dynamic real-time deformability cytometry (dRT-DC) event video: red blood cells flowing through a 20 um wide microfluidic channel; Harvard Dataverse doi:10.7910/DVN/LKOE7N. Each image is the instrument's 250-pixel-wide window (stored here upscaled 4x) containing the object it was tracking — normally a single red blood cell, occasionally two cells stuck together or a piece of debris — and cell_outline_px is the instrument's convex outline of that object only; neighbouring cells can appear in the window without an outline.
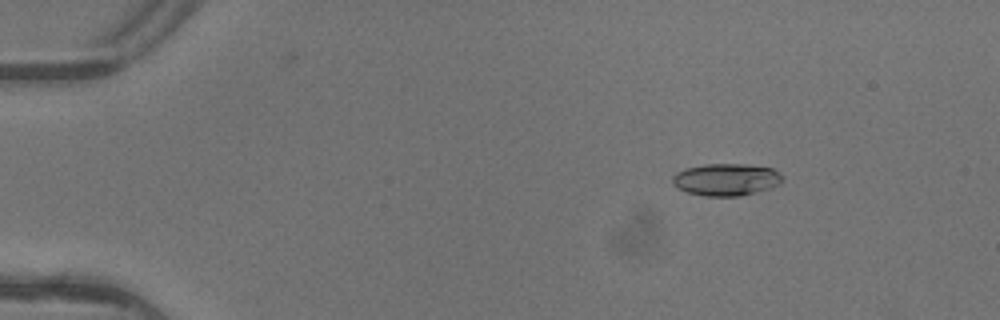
{"species": "common noctule bat (a hibernating species)", "species_latin": "Nyctalus noctula", "temperature_condition": "warm", "stored_images_in_passage": 5, "camera_frame_rate_fps": 3000, "um_per_image_px": 0.085, "animal": {"sex": "female"}, "frame": {"image": 1, "passage_image": 2, "time_ms": 0.333, "image_size_px": [1000, 320], "cell_outline_px": [[784, 180], [780, 184], [772, 188], [740, 196], [704, 196], [688, 192], [680, 188], [672, 180], [672, 176], [676, 172], [684, 168], [704, 164], [744, 164], [772, 168], [780, 172], [784, 176]], "centroid_in_image_um": [61.78, 15.25], "position_along_channel_um": 23.2, "area_um2": 20.75}}
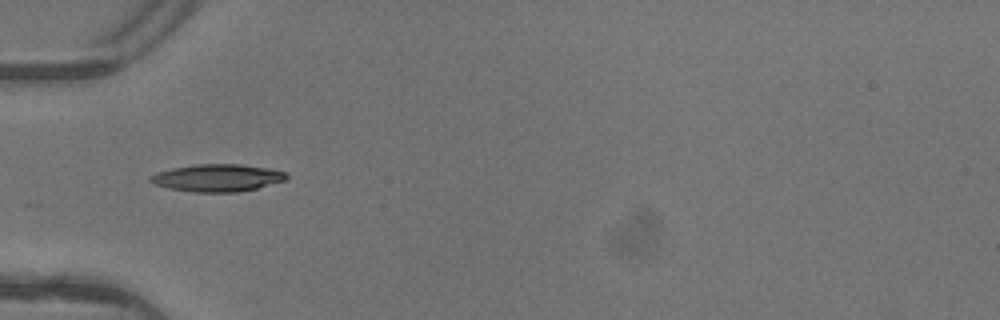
{"frame": {"image": 2, "passage_image": 5, "time_ms": 1.333, "image_size_px": [1000, 320], "cell_outline_px": [[288, 180], [240, 192], [192, 192], [168, 188], [156, 184], [148, 180], [148, 176], [156, 172], [172, 168], [196, 164], [240, 164], [268, 168], [284, 172], [288, 176]], "centroid_in_image_um": [18.46, 15.12], "position_along_channel_um": 66.5, "area_um2": 21.79}}